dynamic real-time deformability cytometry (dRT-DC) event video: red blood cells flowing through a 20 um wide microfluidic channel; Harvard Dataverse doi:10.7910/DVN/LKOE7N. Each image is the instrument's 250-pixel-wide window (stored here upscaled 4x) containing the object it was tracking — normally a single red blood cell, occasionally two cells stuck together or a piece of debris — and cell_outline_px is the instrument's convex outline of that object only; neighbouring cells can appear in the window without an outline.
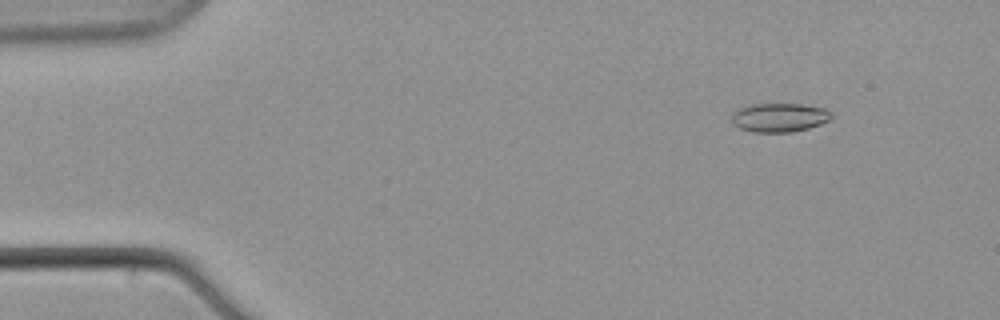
{"species": "common noctule bat (a hibernating species)", "species_latin": "Nyctalus noctula", "temperature_condition": "warm", "stored_images_in_passage": 6, "camera_frame_rate_fps": 3000, "um_per_image_px": 0.085, "animal": {"sex": "male", "body_mass_g": 21.5, "forearm_length_mm": 52.0}, "frame": {"image": 1, "passage_image": 1, "time_ms": 0.0, "image_size_px": [1000, 320], "cell_outline_px": [[832, 120], [808, 128], [792, 132], [752, 132], [740, 128], [732, 124], [732, 116], [740, 108], [752, 104], [800, 104], [824, 108], [832, 112]], "centroid_in_image_um": [66.28, 9.99], "position_along_channel_um": 18.7, "area_um2": 16.76}}
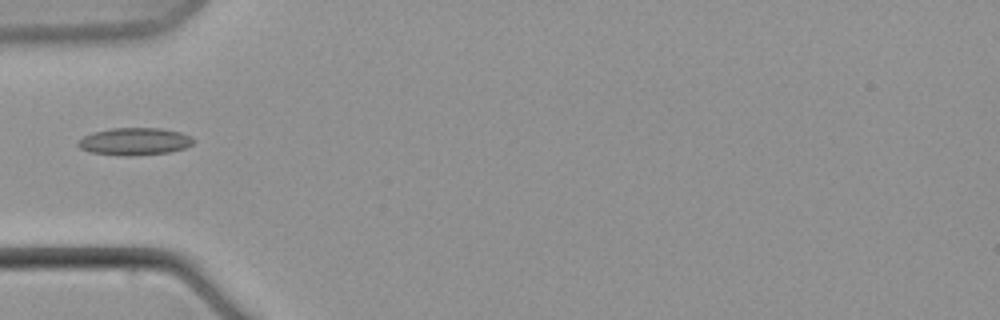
{"frame": {"image": 2, "passage_image": 5, "time_ms": 5.667, "image_size_px": [1000, 320], "cell_outline_px": [[192, 144], [184, 148], [168, 152], [132, 156], [120, 156], [88, 152], [80, 148], [76, 144], [84, 136], [92, 132], [112, 128], [160, 128], [180, 132], [192, 136]], "centroid_in_image_um": [11.4, 12.03], "position_along_channel_um": 73.6, "area_um2": 18.44}}
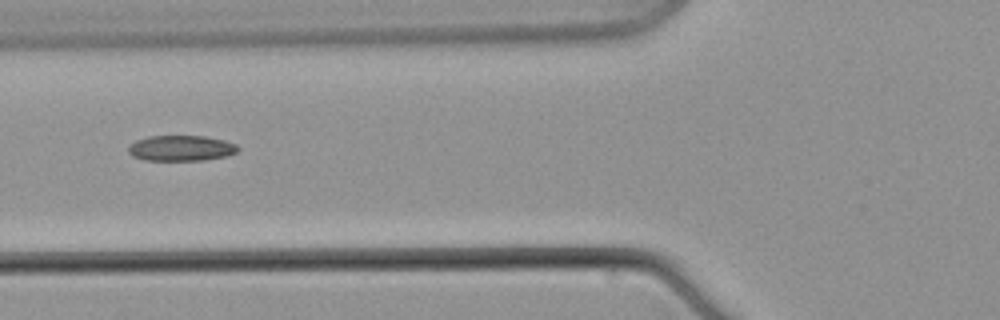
{"frame": {"image": 3, "passage_image": 6, "time_ms": 7.0, "image_size_px": [1000, 320], "cell_outline_px": [[240, 148], [236, 152], [224, 156], [204, 160], [144, 160], [132, 156], [128, 152], [128, 148], [136, 140], [148, 136], [204, 136], [224, 140], [236, 144]], "centroid_in_image_um": [15.38, 12.59], "position_along_channel_um": 110.4, "area_um2": 16.24}}